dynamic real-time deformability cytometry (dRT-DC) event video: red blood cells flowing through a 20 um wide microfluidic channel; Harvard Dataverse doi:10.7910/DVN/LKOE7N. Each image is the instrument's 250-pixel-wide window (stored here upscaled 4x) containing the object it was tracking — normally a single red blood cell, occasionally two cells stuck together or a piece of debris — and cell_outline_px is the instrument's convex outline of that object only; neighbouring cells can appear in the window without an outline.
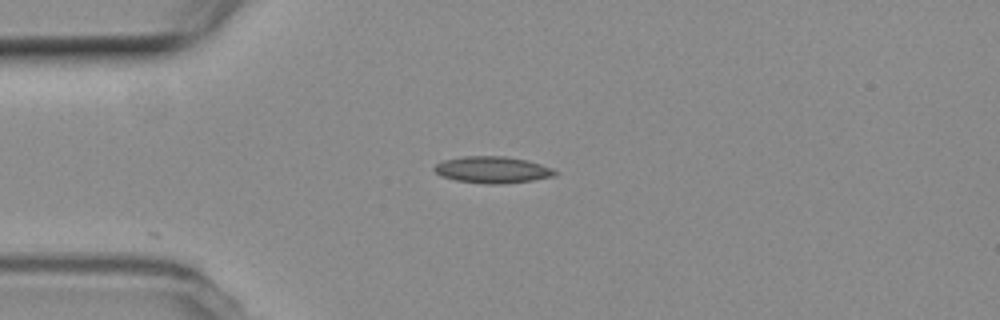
{"species": "common noctule bat (a hibernating species)", "species_latin": "Nyctalus noctula", "temperature_condition": "room temperature", "stored_images_in_passage": 9, "camera_frame_rate_fps": 3000, "um_per_image_px": 0.085, "animal": {"sex": "female", "body_mass_g": 19.3, "forearm_length_mm": 54.1}, "frame": {"image": 1, "passage_image": 1, "time_ms": 0.0, "image_size_px": [1000, 320], "cell_outline_px": [[556, 176], [532, 180], [504, 184], [484, 184], [456, 180], [444, 176], [436, 172], [432, 168], [436, 164], [444, 160], [464, 156], [504, 156], [524, 160], [540, 164], [552, 168], [556, 172]], "centroid_in_image_um": [41.86, 14.43], "position_along_channel_um": 43.1, "area_um2": 18.55}}
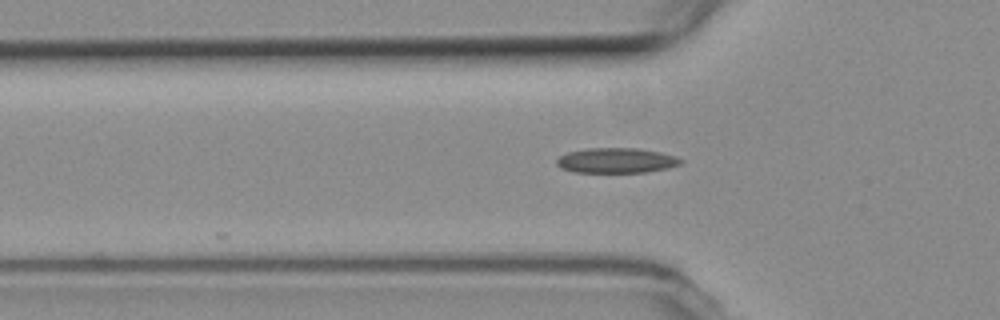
{"frame": {"image": 2, "passage_image": 5, "time_ms": 1.333, "image_size_px": [1000, 320], "cell_outline_px": [[684, 160], [680, 164], [668, 168], [648, 172], [572, 172], [560, 168], [556, 164], [556, 160], [560, 156], [568, 152], [588, 148], [636, 148], [660, 152], [676, 156]], "centroid_in_image_um": [52.39, 13.64], "position_along_channel_um": 73.4, "area_um2": 18.21}}
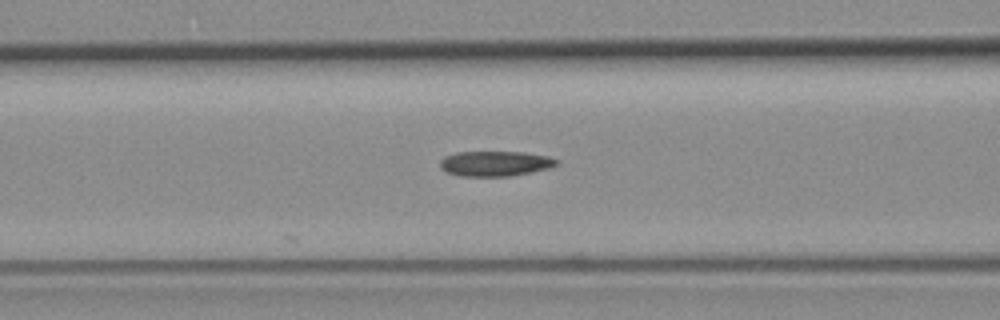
{"frame": {"image": 3, "passage_image": 9, "time_ms": 2.667, "image_size_px": [1000, 320], "cell_outline_px": [[556, 164], [548, 168], [532, 172], [512, 176], [460, 176], [448, 172], [440, 168], [440, 160], [444, 156], [456, 152], [524, 152], [548, 156], [556, 160]], "centroid_in_image_um": [42.04, 13.9], "position_along_channel_um": 124.6, "area_um2": 16.99}}